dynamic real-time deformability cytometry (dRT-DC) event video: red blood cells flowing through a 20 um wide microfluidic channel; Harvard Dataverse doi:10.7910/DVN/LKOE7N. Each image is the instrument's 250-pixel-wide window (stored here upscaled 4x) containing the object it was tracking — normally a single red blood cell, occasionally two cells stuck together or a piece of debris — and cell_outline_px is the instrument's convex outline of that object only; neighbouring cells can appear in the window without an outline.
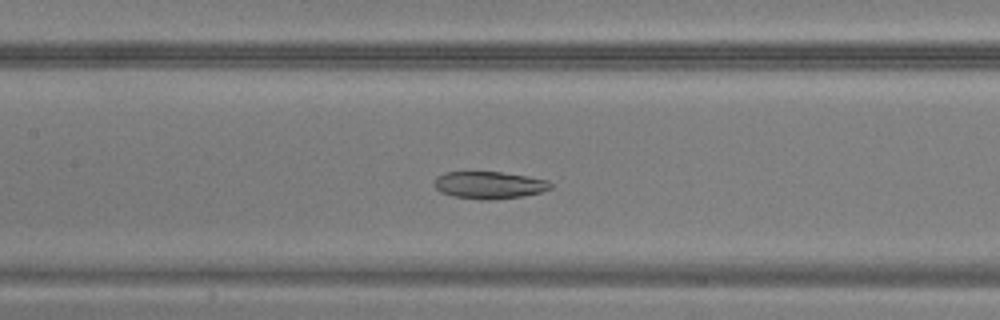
{"species": "common noctule bat (a hibernating species)", "species_latin": "Nyctalus noctula", "temperature_condition": "warm", "stored_images_in_passage": 36, "camera_frame_rate_fps": 3000, "um_per_image_px": 0.085, "animal": {"sex": "male", "body_mass_g": 20.5, "forearm_length_mm": 52.5}, "frame": {"image": 1, "passage_image": 11, "time_ms": 3.333, "image_size_px": [1000, 320], "cell_outline_px": [[552, 188], [540, 192], [524, 196], [488, 200], [452, 196], [440, 192], [436, 188], [436, 176], [444, 172], [500, 172], [528, 176], [548, 180], [552, 184]], "centroid_in_image_um": [41.6, 15.73], "position_along_channel_um": 165.8, "area_um2": 18.38}}
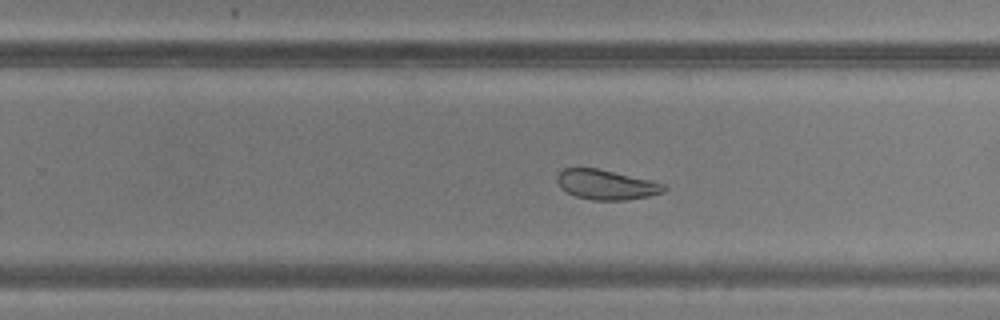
{"frame": {"image": 2, "passage_image": 19, "time_ms": 6.0, "image_size_px": [1000, 320], "cell_outline_px": [[668, 188], [664, 192], [648, 196], [624, 200], [592, 200], [576, 196], [560, 188], [556, 180], [556, 176], [564, 168], [596, 168], [652, 180], [664, 184]], "centroid_in_image_um": [51.53, 15.69], "position_along_channel_um": 278.3, "area_um2": 18.55}}
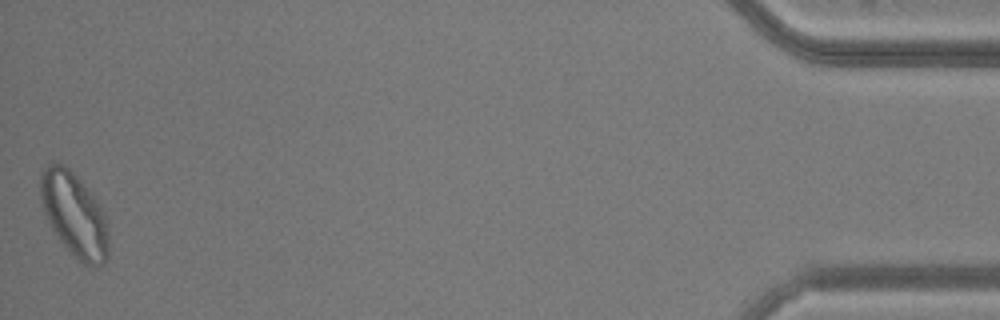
{"frame": {"image": 3, "passage_image": 36, "time_ms": 11.667, "image_size_px": [1000, 320], "cell_outline_px": [[108, 256], [104, 264], [92, 268], [84, 264], [72, 256], [60, 240], [52, 228], [44, 212], [40, 196], [40, 176], [44, 168], [48, 164], [64, 164], [80, 180], [104, 208], [108, 224]], "centroid_in_image_um": [6.35, 18.28], "position_along_channel_um": 428.8, "area_um2": 33.64}}